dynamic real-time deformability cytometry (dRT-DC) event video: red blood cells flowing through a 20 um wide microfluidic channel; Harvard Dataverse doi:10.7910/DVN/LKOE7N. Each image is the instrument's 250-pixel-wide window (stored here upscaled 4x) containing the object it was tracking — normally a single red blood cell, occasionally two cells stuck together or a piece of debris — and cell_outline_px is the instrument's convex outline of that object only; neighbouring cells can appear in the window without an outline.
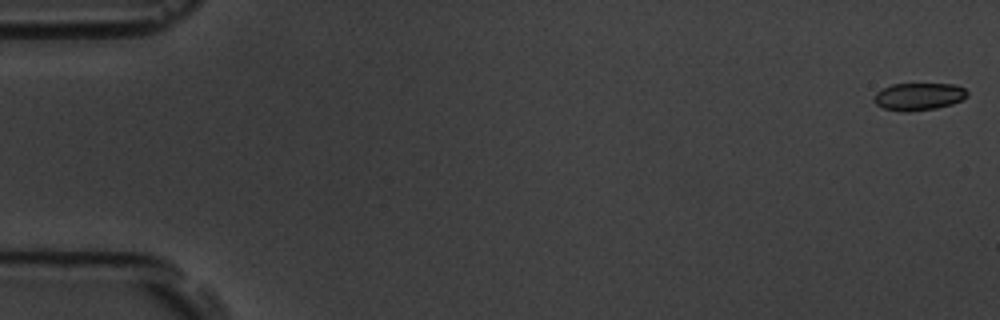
{"species": "common noctule bat (a hibernating species)", "species_latin": "Nyctalus noctula", "temperature_condition": "room temperature", "stored_images_in_passage": 3, "camera_frame_rate_fps": 3000, "um_per_image_px": 0.085, "animal": {"sex": "male", "body_mass_g": 19.5, "forearm_length_mm": 54.6}, "frame": {"image": 1, "passage_image": 1, "time_ms": 0.0, "image_size_px": [1000, 320], "cell_outline_px": [[968, 96], [952, 104], [936, 108], [908, 112], [904, 112], [884, 108], [876, 104], [872, 100], [876, 92], [892, 84], [956, 84], [964, 88], [968, 92]], "centroid_in_image_um": [78.09, 8.2], "position_along_channel_um": 6.9, "area_um2": 14.91}}